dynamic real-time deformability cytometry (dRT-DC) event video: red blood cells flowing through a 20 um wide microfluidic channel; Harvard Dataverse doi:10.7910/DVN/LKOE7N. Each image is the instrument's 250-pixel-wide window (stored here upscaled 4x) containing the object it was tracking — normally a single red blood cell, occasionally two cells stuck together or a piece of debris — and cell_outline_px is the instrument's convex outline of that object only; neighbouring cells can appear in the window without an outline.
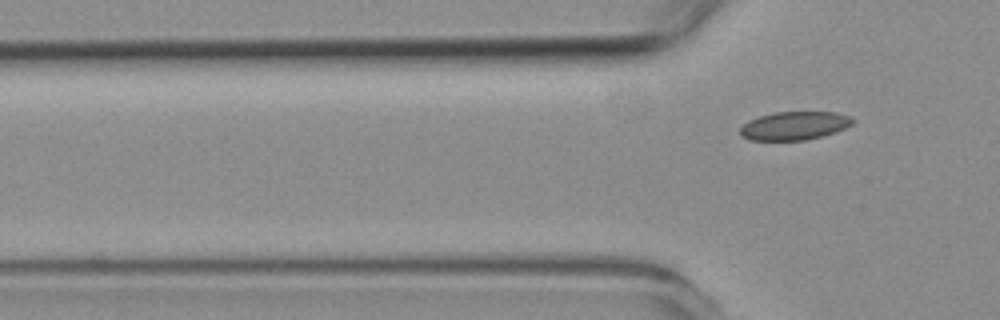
{"species": "common noctule bat (a hibernating species)", "species_latin": "Nyctalus noctula", "temperature_condition": "room temperature", "stored_images_in_passage": 6, "segment_of_instrument_passage": [2, 2], "camera_frame_rate_fps": 3000, "um_per_image_px": 0.085, "animal": {"sex": "female", "body_mass_g": 19.3, "forearm_length_mm": 54.1}, "frame": {"image": 1, "passage_image": 6, "time_ms": 6.667, "image_size_px": [1000, 320], "cell_outline_px": [[856, 120], [852, 124], [836, 132], [804, 140], [752, 140], [744, 136], [740, 132], [740, 128], [748, 120], [760, 116], [776, 112], [836, 112], [848, 116]], "centroid_in_image_um": [67.54, 10.68], "position_along_channel_um": 58.3, "area_um2": 18.38}}